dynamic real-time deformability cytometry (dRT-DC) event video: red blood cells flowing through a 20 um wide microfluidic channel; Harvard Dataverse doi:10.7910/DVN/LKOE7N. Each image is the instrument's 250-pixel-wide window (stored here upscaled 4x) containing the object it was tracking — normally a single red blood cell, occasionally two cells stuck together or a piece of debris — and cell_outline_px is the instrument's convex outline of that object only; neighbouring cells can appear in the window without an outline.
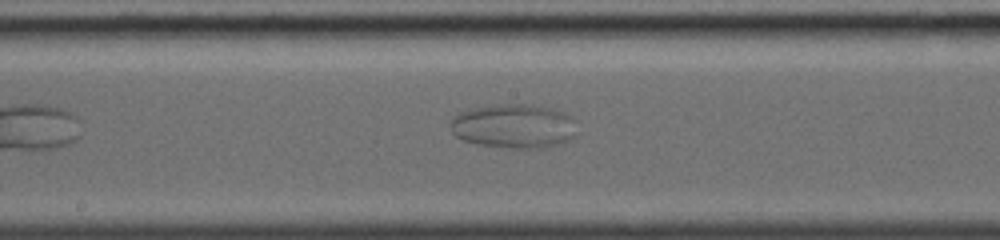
{"species": "common noctule bat (a hibernating species)", "species_latin": "Nyctalus noctula", "temperature_condition": "warm", "stored_images_in_passage": 56, "camera_frame_rate_fps": 5000, "um_per_image_px": 0.085, "animal": {"sex": "female", "body_mass_g": 19.0, "forearm_length_mm": 56.7}, "frame": {"image": 1, "passage_image": 21, "time_ms": 4.0, "image_size_px": [1000, 240], "cell_outline_px": [[572, 120], [564, 140], [540, 148], [512, 148], [480, 144], [464, 140], [456, 136], [452, 132], [448, 124], [460, 112], [476, 108], [496, 104], [532, 104], [552, 108], [564, 112]], "centroid_in_image_um": [43.51, 10.69], "position_along_channel_um": 204.7, "area_um2": 31.27}}
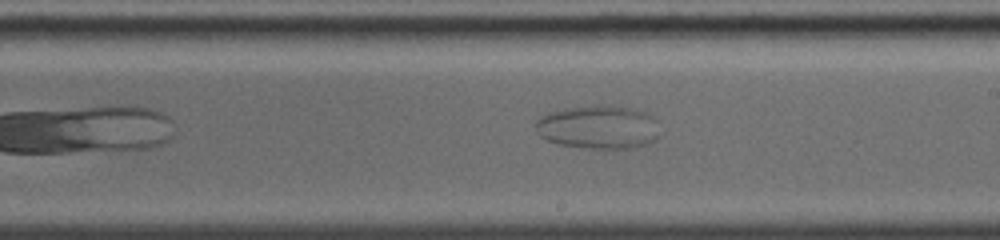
{"frame": {"image": 2, "passage_image": 25, "time_ms": 4.8, "image_size_px": [1000, 240], "cell_outline_px": [[656, 136], [652, 140], [640, 144], [624, 148], [588, 148], [560, 144], [548, 140], [540, 136], [536, 128], [536, 120], [548, 112], [564, 108], [600, 104], [632, 108], [648, 112], [652, 116]], "centroid_in_image_um": [50.77, 10.77], "position_along_channel_um": 238.2, "area_um2": 30.81}}
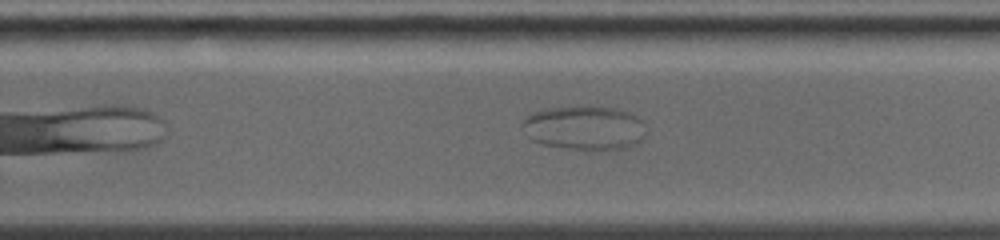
{"frame": {"image": 3, "passage_image": 30, "time_ms": 5.8, "image_size_px": [1000, 240], "cell_outline_px": [[644, 136], [636, 144], [620, 148], [596, 152], [544, 144], [532, 140], [528, 136], [520, 124], [532, 112], [544, 108], [588, 104], [616, 108], [628, 112], [636, 116], [640, 120]], "centroid_in_image_um": [49.64, 10.84], "position_along_channel_um": 280.2, "area_um2": 32.25}}